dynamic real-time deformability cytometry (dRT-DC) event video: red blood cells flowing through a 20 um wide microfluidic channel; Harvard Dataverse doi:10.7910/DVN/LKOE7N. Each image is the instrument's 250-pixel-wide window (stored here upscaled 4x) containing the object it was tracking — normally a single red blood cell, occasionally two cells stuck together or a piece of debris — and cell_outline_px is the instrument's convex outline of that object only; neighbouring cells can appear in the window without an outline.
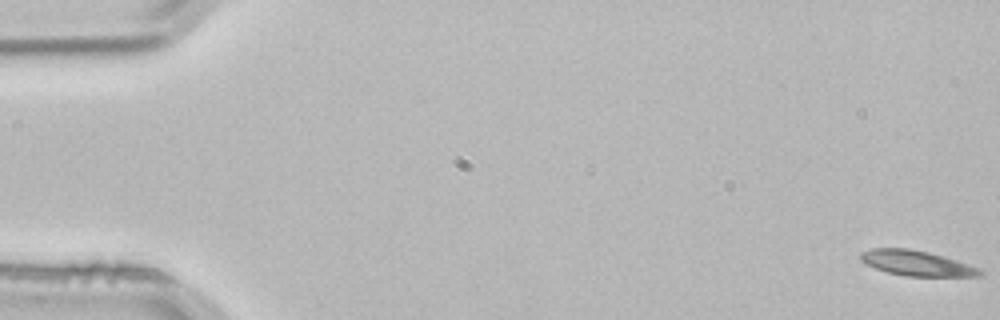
{"species": "common noctule bat (a hibernating species)", "species_latin": "Nyctalus noctula", "temperature_condition": "room temperature", "stored_images_in_passage": 3, "camera_frame_rate_fps": 3000, "um_per_image_px": 0.085, "animal": {"sex": "male", "body_mass_g": 21.5, "forearm_length_mm": 52.0}, "frame": {"image": 1, "passage_image": 1, "time_ms": 0.0, "image_size_px": [1000, 320], "cell_outline_px": [[984, 272], [980, 276], [904, 276], [888, 272], [876, 268], [860, 260], [860, 252], [872, 248], [908, 248], [928, 252], [956, 260], [980, 268]], "centroid_in_image_um": [77.91, 22.37], "position_along_channel_um": 7.1, "area_um2": 17.4}}
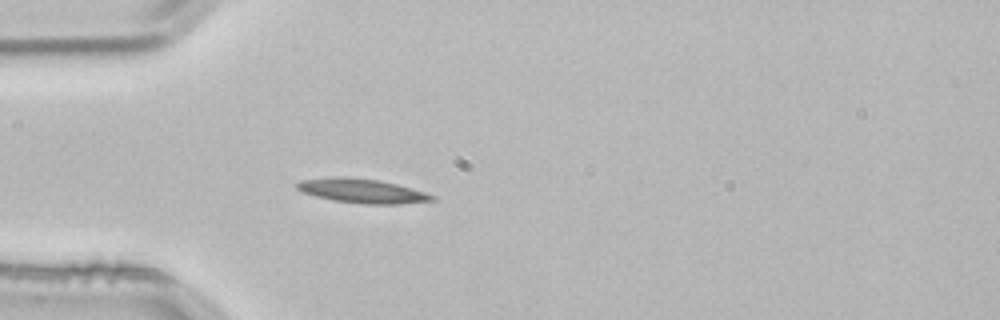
{"frame": {"image": 2, "passage_image": 3, "time_ms": 0.667, "image_size_px": [1000, 320], "cell_outline_px": [[436, 200], [400, 204], [364, 204], [336, 200], [316, 196], [304, 192], [296, 188], [292, 184], [300, 180], [332, 176], [344, 176], [376, 180], [396, 184], [424, 192], [436, 196]], "centroid_in_image_um": [30.74, 16.21], "position_along_channel_um": 54.3, "area_um2": 19.02}}